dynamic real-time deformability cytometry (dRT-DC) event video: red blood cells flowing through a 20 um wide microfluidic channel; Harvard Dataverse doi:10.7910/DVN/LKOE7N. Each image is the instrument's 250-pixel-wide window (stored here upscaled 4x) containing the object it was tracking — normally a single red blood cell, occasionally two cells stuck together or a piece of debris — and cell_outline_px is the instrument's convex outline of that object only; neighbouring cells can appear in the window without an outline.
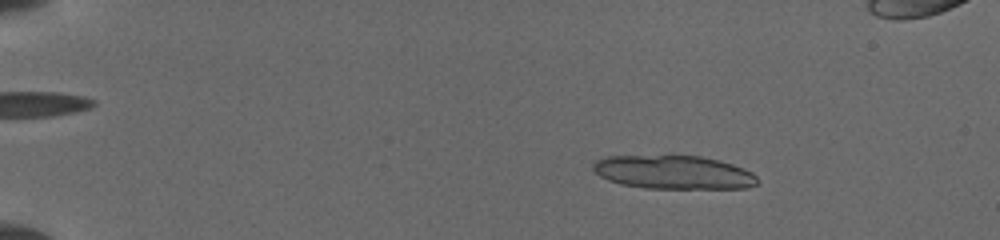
{"species": "common noctule bat (a hibernating species)", "species_latin": "Nyctalus noctula", "temperature_condition": "cold", "stored_images_in_passage": 36, "camera_frame_rate_fps": 3000, "um_per_image_px": 0.085, "animal": {"sex": "female", "body_mass_g": 19.5, "forearm_length_mm": 54.1}, "frame": {"image": 1, "passage_image": 12, "time_ms": 2.333, "image_size_px": [1000, 240], "cell_outline_px": [[756, 184], [748, 188], [644, 188], [620, 184], [608, 180], [600, 176], [592, 168], [592, 164], [596, 160], [608, 156], [700, 156], [732, 164], [744, 168], [752, 172], [756, 176]], "centroid_in_image_um": [57.23, 14.65], "position_along_channel_um": 27.8, "area_um2": 31.96}}